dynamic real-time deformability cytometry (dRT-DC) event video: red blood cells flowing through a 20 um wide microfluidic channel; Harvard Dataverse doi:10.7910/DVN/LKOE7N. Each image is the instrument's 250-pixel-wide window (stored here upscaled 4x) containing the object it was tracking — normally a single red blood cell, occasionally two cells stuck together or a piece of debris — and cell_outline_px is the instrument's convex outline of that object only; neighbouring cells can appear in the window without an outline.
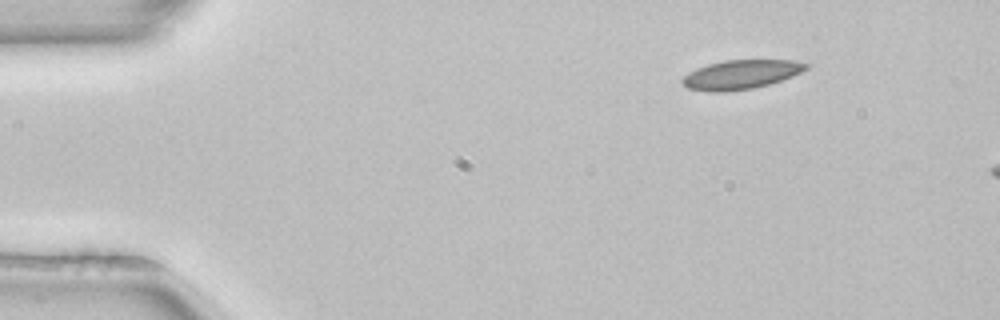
{"species": "common noctule bat (a hibernating species)", "species_latin": "Nyctalus noctula", "temperature_condition": "room temperature", "stored_images_in_passage": 9, "camera_frame_rate_fps": 3000, "um_per_image_px": 0.085, "animal": {"sex": "female", "body_mass_g": 22.7, "forearm_length_mm": 54.2}, "frame": {"image": 1, "passage_image": 2, "time_ms": 0.333, "image_size_px": [1000, 320], "cell_outline_px": [[808, 68], [792, 76], [768, 84], [752, 88], [724, 92], [708, 92], [688, 88], [680, 80], [688, 72], [696, 68], [708, 64], [724, 60], [792, 60], [808, 64]], "centroid_in_image_um": [62.93, 6.33], "position_along_channel_um": 22.1, "area_um2": 20.87}}